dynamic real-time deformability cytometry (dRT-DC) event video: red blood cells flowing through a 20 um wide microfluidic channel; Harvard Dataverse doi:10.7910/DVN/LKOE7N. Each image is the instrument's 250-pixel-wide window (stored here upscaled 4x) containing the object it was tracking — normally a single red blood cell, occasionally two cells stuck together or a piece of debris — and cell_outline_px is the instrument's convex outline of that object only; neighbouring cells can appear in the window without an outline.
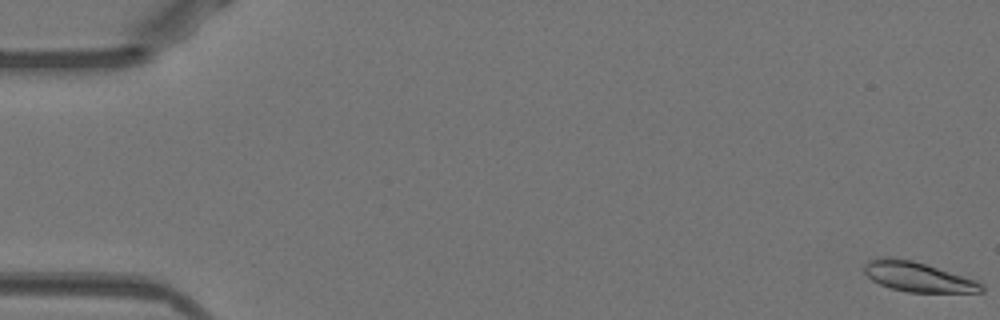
{"species": "Egyptian fruit bat (a non-hibernating species)", "species_latin": "Rousettus aegyptiacus", "temperature_condition": "warm", "stored_images_in_passage": 17, "camera_frame_rate_fps": 3000, "um_per_image_px": 0.085, "animal": {"sex": "female"}, "frame": {"image": 1, "passage_image": 1, "time_ms": 0.0, "image_size_px": [1000, 320], "cell_outline_px": [[984, 292], [908, 292], [892, 288], [880, 284], [872, 280], [864, 272], [864, 264], [868, 260], [892, 256], [912, 260], [976, 280], [984, 284]], "centroid_in_image_um": [78.01, 23.53], "position_along_channel_um": 7.0, "area_um2": 20.17}}
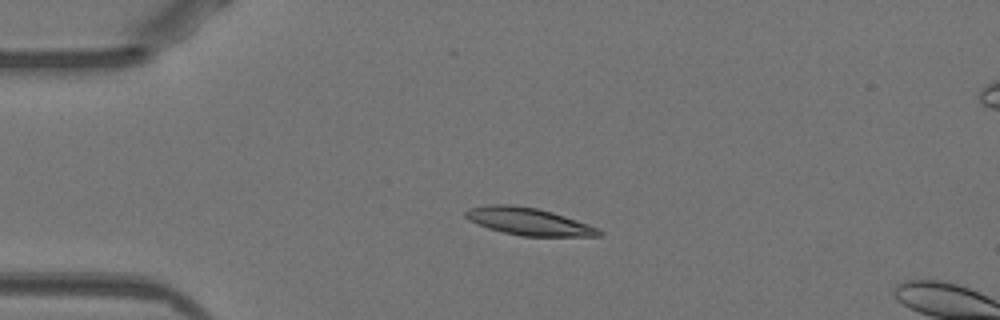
{"frame": {"image": 2, "passage_image": 13, "time_ms": 4.0, "image_size_px": [1000, 320], "cell_outline_px": [[604, 232], [600, 236], [520, 236], [488, 228], [476, 224], [468, 220], [464, 216], [464, 212], [468, 208], [488, 204], [512, 204], [536, 208], [552, 212], [588, 224]], "centroid_in_image_um": [44.87, 18.82], "position_along_channel_um": 40.1, "area_um2": 21.27}}